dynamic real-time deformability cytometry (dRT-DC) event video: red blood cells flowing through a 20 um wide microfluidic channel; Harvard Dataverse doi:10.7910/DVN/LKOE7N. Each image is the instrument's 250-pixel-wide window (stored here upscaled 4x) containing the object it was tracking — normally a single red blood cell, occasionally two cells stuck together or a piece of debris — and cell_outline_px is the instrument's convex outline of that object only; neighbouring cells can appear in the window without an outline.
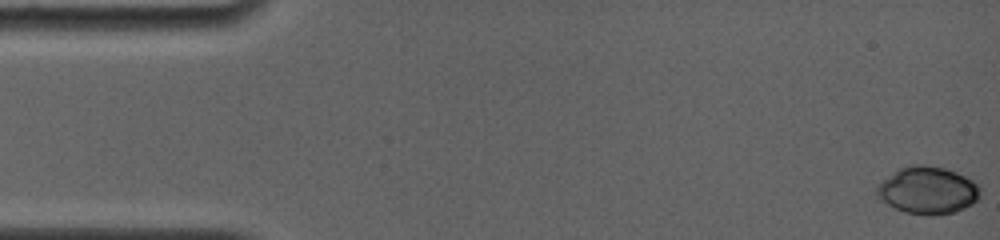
{"species": "common noctule bat (a hibernating species)", "species_latin": "Nyctalus noctula", "temperature_condition": "room temperature", "stored_images_in_passage": 56, "camera_frame_rate_fps": 4000, "um_per_image_px": 0.085, "animal": {"sex": "female", "body_mass_g": 19.0, "forearm_length_mm": 56.7}, "frame": {"image": 1, "passage_image": 1, "time_ms": 0.0, "image_size_px": [1000, 240], "cell_outline_px": [[980, 196], [972, 204], [964, 208], [952, 212], [904, 212], [888, 204], [876, 192], [876, 184], [896, 168], [944, 168], [956, 172], [980, 184]], "centroid_in_image_um": [78.86, 16.16], "position_along_channel_um": 6.1, "area_um2": 27.11}}
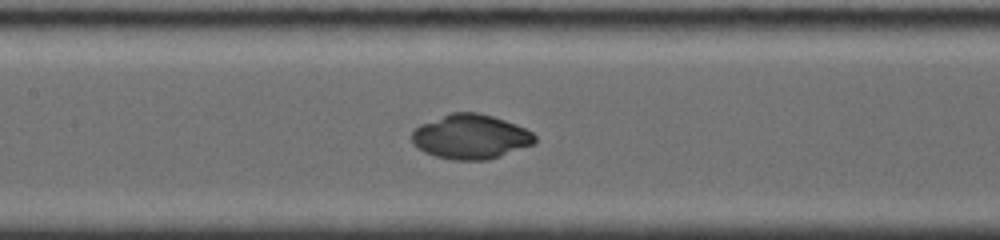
{"frame": {"image": 2, "passage_image": 31, "time_ms": 7.5, "image_size_px": [1000, 240], "cell_outline_px": [[536, 144], [488, 160], [456, 160], [436, 156], [424, 152], [412, 144], [412, 132], [420, 124], [452, 112], [476, 112], [492, 116], [516, 124], [532, 132], [536, 136]], "centroid_in_image_um": [40.02, 11.63], "position_along_channel_um": 167.4, "area_um2": 31.96}}
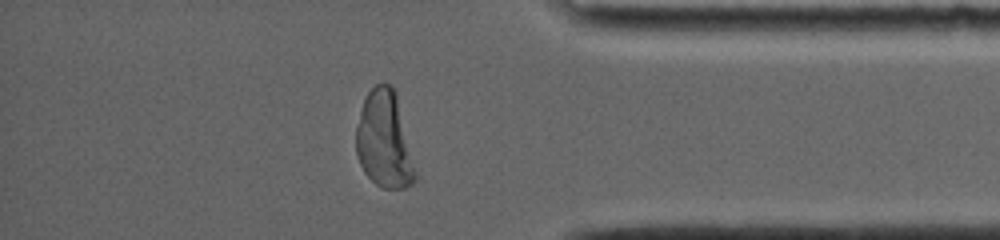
{"frame": {"image": 3, "passage_image": 56, "time_ms": 13.75, "image_size_px": [1000, 240], "cell_outline_px": [[416, 180], [412, 184], [404, 188], [384, 188], [376, 184], [364, 172], [356, 156], [356, 124], [364, 100], [368, 92], [376, 84], [388, 84], [392, 88], [396, 96], [416, 172]], "centroid_in_image_um": [32.64, 11.94], "position_along_channel_um": 402.6, "area_um2": 32.71}, "authors_computed_cell_mechanics": {"area_um2": 29.7092, "velocity_mm_per_s": 3.8911, "shape_relaxation_time_tau1_ms": 9.4603, "shape_relaxation_time_tau2_ms": null, "deformation_change_tau1": 0.4, "deformation_change_tau2": null}}